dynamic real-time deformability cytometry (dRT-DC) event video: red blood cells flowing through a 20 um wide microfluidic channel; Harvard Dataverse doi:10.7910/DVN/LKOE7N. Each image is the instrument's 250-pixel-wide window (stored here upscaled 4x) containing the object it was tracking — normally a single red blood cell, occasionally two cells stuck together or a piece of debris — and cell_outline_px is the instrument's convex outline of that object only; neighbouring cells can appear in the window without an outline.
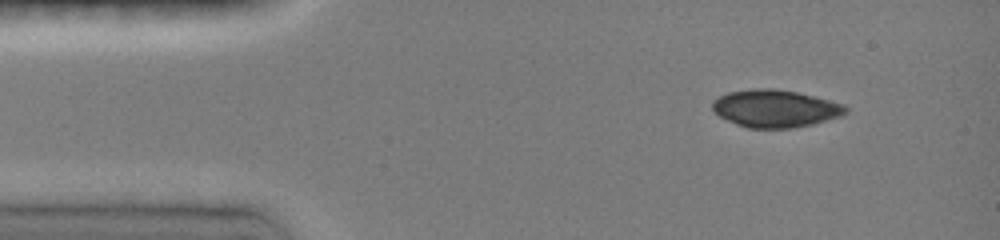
{"species": "common noctule bat (a hibernating species)", "species_latin": "Nyctalus noctula", "temperature_condition": "room temperature", "stored_images_in_passage": 5, "camera_frame_rate_fps": 3000, "um_per_image_px": 0.085, "animal": {"sex": "female", "body_mass_g": 19.0, "forearm_length_mm": 51.5}, "frame": {"image": 1, "passage_image": 1, "time_ms": 0.0, "image_size_px": [1000, 240], "cell_outline_px": [[848, 112], [840, 116], [812, 124], [792, 128], [748, 128], [736, 124], [720, 116], [712, 108], [712, 100], [728, 92], [752, 88], [772, 88], [796, 92], [816, 96], [844, 104], [848, 108]], "centroid_in_image_um": [65.9, 9.21], "position_along_channel_um": 19.1, "area_um2": 29.13}}
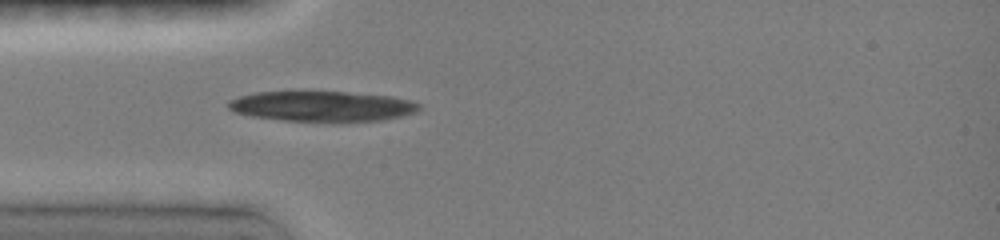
{"frame": {"image": 2, "passage_image": 5, "time_ms": 2.667, "image_size_px": [1000, 240], "cell_outline_px": [[420, 108], [416, 112], [400, 116], [380, 120], [284, 120], [252, 116], [236, 112], [228, 108], [228, 100], [252, 92], [344, 92], [392, 96], [408, 100], [420, 104]], "centroid_in_image_um": [27.35, 9.01], "position_along_channel_um": 57.7, "area_um2": 32.89}}